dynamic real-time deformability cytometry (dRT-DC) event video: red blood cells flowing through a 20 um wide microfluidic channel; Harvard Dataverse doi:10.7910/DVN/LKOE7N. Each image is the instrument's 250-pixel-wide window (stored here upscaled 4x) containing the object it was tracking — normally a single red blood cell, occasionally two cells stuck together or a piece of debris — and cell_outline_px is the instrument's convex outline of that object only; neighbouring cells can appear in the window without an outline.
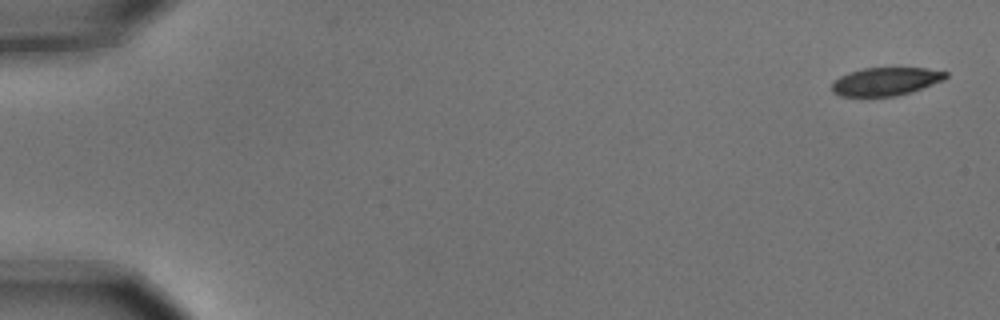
{"species": "common noctule bat (a hibernating species)", "species_latin": "Nyctalus noctula", "temperature_condition": "cold", "stored_images_in_passage": 6, "camera_frame_rate_fps": 3000, "um_per_image_px": 0.085, "animal": {"sex": "male", "body_mass_g": 15.6}, "frame": {"image": 1, "passage_image": 1, "time_ms": 0.0, "image_size_px": [1000, 320], "cell_outline_px": [[948, 76], [944, 80], [912, 92], [896, 96], [840, 96], [832, 92], [832, 84], [840, 76], [848, 72], [864, 68], [924, 68], [948, 72]], "centroid_in_image_um": [75.3, 6.92], "position_along_channel_um": 9.7, "area_um2": 18.67}}
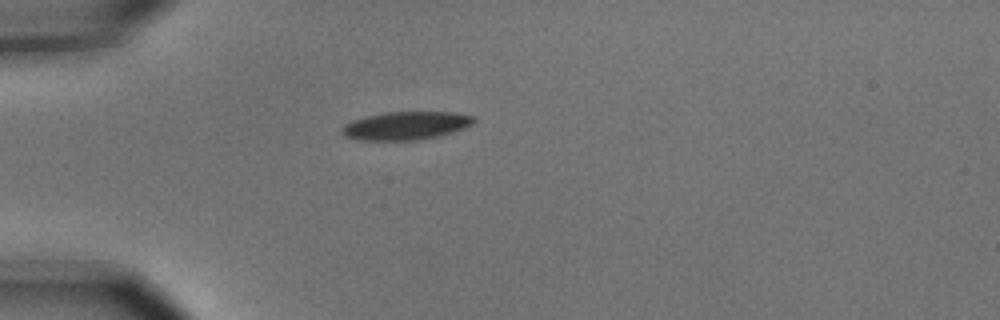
{"frame": {"image": 2, "passage_image": 5, "time_ms": 1.333, "image_size_px": [1000, 320], "cell_outline_px": [[476, 120], [472, 124], [464, 128], [452, 132], [436, 136], [416, 140], [360, 140], [344, 136], [340, 132], [340, 128], [344, 124], [352, 120], [384, 112], [456, 112], [472, 116]], "centroid_in_image_um": [34.46, 10.68], "position_along_channel_um": 50.5, "area_um2": 21.62}}